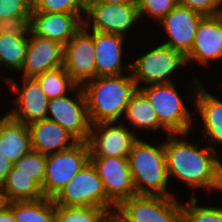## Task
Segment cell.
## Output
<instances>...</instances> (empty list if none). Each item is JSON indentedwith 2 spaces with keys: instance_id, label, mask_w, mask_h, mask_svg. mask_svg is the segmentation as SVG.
Instances as JSON below:
<instances>
[{
  "instance_id": "cell-16",
  "label": "cell",
  "mask_w": 222,
  "mask_h": 222,
  "mask_svg": "<svg viewBox=\"0 0 222 222\" xmlns=\"http://www.w3.org/2000/svg\"><path fill=\"white\" fill-rule=\"evenodd\" d=\"M84 25L82 13L31 12L30 30L65 46Z\"/></svg>"
},
{
  "instance_id": "cell-5",
  "label": "cell",
  "mask_w": 222,
  "mask_h": 222,
  "mask_svg": "<svg viewBox=\"0 0 222 222\" xmlns=\"http://www.w3.org/2000/svg\"><path fill=\"white\" fill-rule=\"evenodd\" d=\"M54 201L59 206L116 208L107 198L103 182L91 161L72 177Z\"/></svg>"
},
{
  "instance_id": "cell-8",
  "label": "cell",
  "mask_w": 222,
  "mask_h": 222,
  "mask_svg": "<svg viewBox=\"0 0 222 222\" xmlns=\"http://www.w3.org/2000/svg\"><path fill=\"white\" fill-rule=\"evenodd\" d=\"M116 208L128 222H182L181 203L174 196L135 195Z\"/></svg>"
},
{
  "instance_id": "cell-34",
  "label": "cell",
  "mask_w": 222,
  "mask_h": 222,
  "mask_svg": "<svg viewBox=\"0 0 222 222\" xmlns=\"http://www.w3.org/2000/svg\"><path fill=\"white\" fill-rule=\"evenodd\" d=\"M31 17H13L0 20V35L6 33L29 34Z\"/></svg>"
},
{
  "instance_id": "cell-31",
  "label": "cell",
  "mask_w": 222,
  "mask_h": 222,
  "mask_svg": "<svg viewBox=\"0 0 222 222\" xmlns=\"http://www.w3.org/2000/svg\"><path fill=\"white\" fill-rule=\"evenodd\" d=\"M87 0H32V12L84 13Z\"/></svg>"
},
{
  "instance_id": "cell-19",
  "label": "cell",
  "mask_w": 222,
  "mask_h": 222,
  "mask_svg": "<svg viewBox=\"0 0 222 222\" xmlns=\"http://www.w3.org/2000/svg\"><path fill=\"white\" fill-rule=\"evenodd\" d=\"M124 37L93 31L95 62L98 76H115L131 72V64L122 67Z\"/></svg>"
},
{
  "instance_id": "cell-15",
  "label": "cell",
  "mask_w": 222,
  "mask_h": 222,
  "mask_svg": "<svg viewBox=\"0 0 222 222\" xmlns=\"http://www.w3.org/2000/svg\"><path fill=\"white\" fill-rule=\"evenodd\" d=\"M204 17L187 7L177 5L160 21L170 37L162 44L186 57L192 49L198 25Z\"/></svg>"
},
{
  "instance_id": "cell-23",
  "label": "cell",
  "mask_w": 222,
  "mask_h": 222,
  "mask_svg": "<svg viewBox=\"0 0 222 222\" xmlns=\"http://www.w3.org/2000/svg\"><path fill=\"white\" fill-rule=\"evenodd\" d=\"M2 202L34 201L44 198L42 187L30 175L16 174L13 166L0 186Z\"/></svg>"
},
{
  "instance_id": "cell-2",
  "label": "cell",
  "mask_w": 222,
  "mask_h": 222,
  "mask_svg": "<svg viewBox=\"0 0 222 222\" xmlns=\"http://www.w3.org/2000/svg\"><path fill=\"white\" fill-rule=\"evenodd\" d=\"M91 125L119 122L138 87L130 75L98 76L82 86Z\"/></svg>"
},
{
  "instance_id": "cell-12",
  "label": "cell",
  "mask_w": 222,
  "mask_h": 222,
  "mask_svg": "<svg viewBox=\"0 0 222 222\" xmlns=\"http://www.w3.org/2000/svg\"><path fill=\"white\" fill-rule=\"evenodd\" d=\"M100 122L91 125L87 140L90 157H128L139 139L127 127L119 123ZM114 125V126H113Z\"/></svg>"
},
{
  "instance_id": "cell-39",
  "label": "cell",
  "mask_w": 222,
  "mask_h": 222,
  "mask_svg": "<svg viewBox=\"0 0 222 222\" xmlns=\"http://www.w3.org/2000/svg\"><path fill=\"white\" fill-rule=\"evenodd\" d=\"M100 3L106 4H126V3H137V0H96Z\"/></svg>"
},
{
  "instance_id": "cell-21",
  "label": "cell",
  "mask_w": 222,
  "mask_h": 222,
  "mask_svg": "<svg viewBox=\"0 0 222 222\" xmlns=\"http://www.w3.org/2000/svg\"><path fill=\"white\" fill-rule=\"evenodd\" d=\"M195 79L192 83L197 86L195 90H191L193 93L191 96L203 121L204 136L208 138L210 144L212 142L222 144V101L207 92L199 80Z\"/></svg>"
},
{
  "instance_id": "cell-27",
  "label": "cell",
  "mask_w": 222,
  "mask_h": 222,
  "mask_svg": "<svg viewBox=\"0 0 222 222\" xmlns=\"http://www.w3.org/2000/svg\"><path fill=\"white\" fill-rule=\"evenodd\" d=\"M48 99L62 97L77 90L78 85L72 80L64 67L49 70L35 77Z\"/></svg>"
},
{
  "instance_id": "cell-37",
  "label": "cell",
  "mask_w": 222,
  "mask_h": 222,
  "mask_svg": "<svg viewBox=\"0 0 222 222\" xmlns=\"http://www.w3.org/2000/svg\"><path fill=\"white\" fill-rule=\"evenodd\" d=\"M116 211V212H115ZM102 222H128L126 218L115 208L107 210L103 216Z\"/></svg>"
},
{
  "instance_id": "cell-1",
  "label": "cell",
  "mask_w": 222,
  "mask_h": 222,
  "mask_svg": "<svg viewBox=\"0 0 222 222\" xmlns=\"http://www.w3.org/2000/svg\"><path fill=\"white\" fill-rule=\"evenodd\" d=\"M178 135L168 134L164 151L168 177L178 178L192 188L222 189V163L210 145L199 149Z\"/></svg>"
},
{
  "instance_id": "cell-7",
  "label": "cell",
  "mask_w": 222,
  "mask_h": 222,
  "mask_svg": "<svg viewBox=\"0 0 222 222\" xmlns=\"http://www.w3.org/2000/svg\"><path fill=\"white\" fill-rule=\"evenodd\" d=\"M131 63V74L138 89L140 81L148 85L172 83V73L186 65V57L171 47L160 44Z\"/></svg>"
},
{
  "instance_id": "cell-24",
  "label": "cell",
  "mask_w": 222,
  "mask_h": 222,
  "mask_svg": "<svg viewBox=\"0 0 222 222\" xmlns=\"http://www.w3.org/2000/svg\"><path fill=\"white\" fill-rule=\"evenodd\" d=\"M125 115L135 128H145L154 131L162 128L161 130L165 131L167 135L170 134L159 123L157 113L150 104L147 96L140 89H137L126 106Z\"/></svg>"
},
{
  "instance_id": "cell-36",
  "label": "cell",
  "mask_w": 222,
  "mask_h": 222,
  "mask_svg": "<svg viewBox=\"0 0 222 222\" xmlns=\"http://www.w3.org/2000/svg\"><path fill=\"white\" fill-rule=\"evenodd\" d=\"M13 163L4 154L0 153V186L13 168Z\"/></svg>"
},
{
  "instance_id": "cell-25",
  "label": "cell",
  "mask_w": 222,
  "mask_h": 222,
  "mask_svg": "<svg viewBox=\"0 0 222 222\" xmlns=\"http://www.w3.org/2000/svg\"><path fill=\"white\" fill-rule=\"evenodd\" d=\"M7 204L12 208L16 222H54L56 203L52 198L13 201Z\"/></svg>"
},
{
  "instance_id": "cell-4",
  "label": "cell",
  "mask_w": 222,
  "mask_h": 222,
  "mask_svg": "<svg viewBox=\"0 0 222 222\" xmlns=\"http://www.w3.org/2000/svg\"><path fill=\"white\" fill-rule=\"evenodd\" d=\"M157 113L159 123L170 134H188L192 115L173 83L153 84L139 88Z\"/></svg>"
},
{
  "instance_id": "cell-22",
  "label": "cell",
  "mask_w": 222,
  "mask_h": 222,
  "mask_svg": "<svg viewBox=\"0 0 222 222\" xmlns=\"http://www.w3.org/2000/svg\"><path fill=\"white\" fill-rule=\"evenodd\" d=\"M32 150L30 130L27 124L8 114L0 118V153L13 164Z\"/></svg>"
},
{
  "instance_id": "cell-32",
  "label": "cell",
  "mask_w": 222,
  "mask_h": 222,
  "mask_svg": "<svg viewBox=\"0 0 222 222\" xmlns=\"http://www.w3.org/2000/svg\"><path fill=\"white\" fill-rule=\"evenodd\" d=\"M177 0H137L140 19L144 13L161 21L177 6Z\"/></svg>"
},
{
  "instance_id": "cell-18",
  "label": "cell",
  "mask_w": 222,
  "mask_h": 222,
  "mask_svg": "<svg viewBox=\"0 0 222 222\" xmlns=\"http://www.w3.org/2000/svg\"><path fill=\"white\" fill-rule=\"evenodd\" d=\"M219 58H222V14L205 16L198 25L194 44L186 56V63L196 60L206 65Z\"/></svg>"
},
{
  "instance_id": "cell-17",
  "label": "cell",
  "mask_w": 222,
  "mask_h": 222,
  "mask_svg": "<svg viewBox=\"0 0 222 222\" xmlns=\"http://www.w3.org/2000/svg\"><path fill=\"white\" fill-rule=\"evenodd\" d=\"M30 35L26 57L20 70L23 77L35 78L49 70L63 67L64 46L37 36L31 30Z\"/></svg>"
},
{
  "instance_id": "cell-9",
  "label": "cell",
  "mask_w": 222,
  "mask_h": 222,
  "mask_svg": "<svg viewBox=\"0 0 222 222\" xmlns=\"http://www.w3.org/2000/svg\"><path fill=\"white\" fill-rule=\"evenodd\" d=\"M86 15L85 27L90 28L92 22V31L122 36L140 20L137 3L106 4L88 0Z\"/></svg>"
},
{
  "instance_id": "cell-14",
  "label": "cell",
  "mask_w": 222,
  "mask_h": 222,
  "mask_svg": "<svg viewBox=\"0 0 222 222\" xmlns=\"http://www.w3.org/2000/svg\"><path fill=\"white\" fill-rule=\"evenodd\" d=\"M22 78L24 82L22 88L13 79H5L12 92L17 94V98L14 100L16 108L7 114L13 119L29 125L46 119L49 99L35 78Z\"/></svg>"
},
{
  "instance_id": "cell-29",
  "label": "cell",
  "mask_w": 222,
  "mask_h": 222,
  "mask_svg": "<svg viewBox=\"0 0 222 222\" xmlns=\"http://www.w3.org/2000/svg\"><path fill=\"white\" fill-rule=\"evenodd\" d=\"M16 174L30 175L42 187L46 174V155L31 150L14 165Z\"/></svg>"
},
{
  "instance_id": "cell-38",
  "label": "cell",
  "mask_w": 222,
  "mask_h": 222,
  "mask_svg": "<svg viewBox=\"0 0 222 222\" xmlns=\"http://www.w3.org/2000/svg\"><path fill=\"white\" fill-rule=\"evenodd\" d=\"M0 222H16L12 208L4 202L0 204Z\"/></svg>"
},
{
  "instance_id": "cell-30",
  "label": "cell",
  "mask_w": 222,
  "mask_h": 222,
  "mask_svg": "<svg viewBox=\"0 0 222 222\" xmlns=\"http://www.w3.org/2000/svg\"><path fill=\"white\" fill-rule=\"evenodd\" d=\"M197 196L190 197L182 207V222H222V207L197 206Z\"/></svg>"
},
{
  "instance_id": "cell-33",
  "label": "cell",
  "mask_w": 222,
  "mask_h": 222,
  "mask_svg": "<svg viewBox=\"0 0 222 222\" xmlns=\"http://www.w3.org/2000/svg\"><path fill=\"white\" fill-rule=\"evenodd\" d=\"M32 0H0V20L31 17Z\"/></svg>"
},
{
  "instance_id": "cell-26",
  "label": "cell",
  "mask_w": 222,
  "mask_h": 222,
  "mask_svg": "<svg viewBox=\"0 0 222 222\" xmlns=\"http://www.w3.org/2000/svg\"><path fill=\"white\" fill-rule=\"evenodd\" d=\"M28 34L6 33L0 35V64L20 71L27 53Z\"/></svg>"
},
{
  "instance_id": "cell-28",
  "label": "cell",
  "mask_w": 222,
  "mask_h": 222,
  "mask_svg": "<svg viewBox=\"0 0 222 222\" xmlns=\"http://www.w3.org/2000/svg\"><path fill=\"white\" fill-rule=\"evenodd\" d=\"M107 209L56 205L54 222H102Z\"/></svg>"
},
{
  "instance_id": "cell-10",
  "label": "cell",
  "mask_w": 222,
  "mask_h": 222,
  "mask_svg": "<svg viewBox=\"0 0 222 222\" xmlns=\"http://www.w3.org/2000/svg\"><path fill=\"white\" fill-rule=\"evenodd\" d=\"M76 92L75 100L67 95L49 99L46 119L62 126L79 142H87L91 123L86 98L81 86Z\"/></svg>"
},
{
  "instance_id": "cell-11",
  "label": "cell",
  "mask_w": 222,
  "mask_h": 222,
  "mask_svg": "<svg viewBox=\"0 0 222 222\" xmlns=\"http://www.w3.org/2000/svg\"><path fill=\"white\" fill-rule=\"evenodd\" d=\"M63 67L79 86L97 77L93 31L88 27L83 25L64 46Z\"/></svg>"
},
{
  "instance_id": "cell-6",
  "label": "cell",
  "mask_w": 222,
  "mask_h": 222,
  "mask_svg": "<svg viewBox=\"0 0 222 222\" xmlns=\"http://www.w3.org/2000/svg\"><path fill=\"white\" fill-rule=\"evenodd\" d=\"M89 161L87 142H78L70 149L46 155V174L42 186L44 196L54 199Z\"/></svg>"
},
{
  "instance_id": "cell-13",
  "label": "cell",
  "mask_w": 222,
  "mask_h": 222,
  "mask_svg": "<svg viewBox=\"0 0 222 222\" xmlns=\"http://www.w3.org/2000/svg\"><path fill=\"white\" fill-rule=\"evenodd\" d=\"M90 161L103 182L107 198L116 207L137 195L128 157H90Z\"/></svg>"
},
{
  "instance_id": "cell-35",
  "label": "cell",
  "mask_w": 222,
  "mask_h": 222,
  "mask_svg": "<svg viewBox=\"0 0 222 222\" xmlns=\"http://www.w3.org/2000/svg\"><path fill=\"white\" fill-rule=\"evenodd\" d=\"M177 4L187 7L203 16H217L222 14L213 0H177Z\"/></svg>"
},
{
  "instance_id": "cell-20",
  "label": "cell",
  "mask_w": 222,
  "mask_h": 222,
  "mask_svg": "<svg viewBox=\"0 0 222 222\" xmlns=\"http://www.w3.org/2000/svg\"><path fill=\"white\" fill-rule=\"evenodd\" d=\"M28 127L32 150L44 155L70 149L79 142L62 126L48 119L31 123Z\"/></svg>"
},
{
  "instance_id": "cell-40",
  "label": "cell",
  "mask_w": 222,
  "mask_h": 222,
  "mask_svg": "<svg viewBox=\"0 0 222 222\" xmlns=\"http://www.w3.org/2000/svg\"><path fill=\"white\" fill-rule=\"evenodd\" d=\"M216 8L222 13V8L220 9V6L222 5V0H213Z\"/></svg>"
},
{
  "instance_id": "cell-3",
  "label": "cell",
  "mask_w": 222,
  "mask_h": 222,
  "mask_svg": "<svg viewBox=\"0 0 222 222\" xmlns=\"http://www.w3.org/2000/svg\"><path fill=\"white\" fill-rule=\"evenodd\" d=\"M128 161L137 195L174 196L167 192L164 142L154 146L138 139Z\"/></svg>"
}]
</instances>
